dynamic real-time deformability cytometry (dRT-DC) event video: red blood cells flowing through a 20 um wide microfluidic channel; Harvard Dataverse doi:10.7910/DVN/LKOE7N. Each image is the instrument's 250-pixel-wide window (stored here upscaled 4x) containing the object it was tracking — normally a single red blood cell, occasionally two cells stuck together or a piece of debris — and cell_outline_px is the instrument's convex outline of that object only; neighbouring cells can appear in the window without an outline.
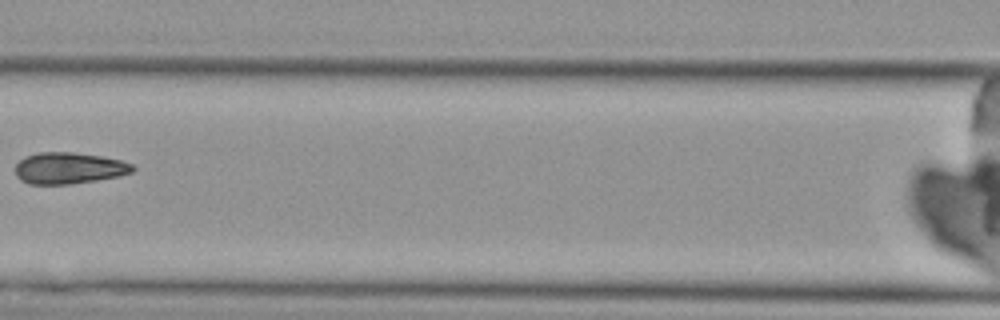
{"species": "Egyptian fruit bat (a non-hibernating species)", "species_latin": "Rousettus aegyptiacus", "temperature_condition": "cold", "stored_images_in_passage": 7, "camera_frame_rate_fps": 3000, "um_per_image_px": 0.085, "animal": {"sex": "female"}, "frame": {"image": 1, "passage_image": 7, "time_ms": 7.333, "image_size_px": [1000, 320], "cell_outline_px": [[136, 168], [132, 172], [120, 176], [72, 184], [28, 184], [20, 180], [16, 176], [16, 164], [24, 156], [36, 152], [72, 152], [100, 156], [120, 160], [132, 164]], "centroid_in_image_um": [5.84, 14.29], "position_along_channel_um": 160.8, "area_um2": 21.62}}